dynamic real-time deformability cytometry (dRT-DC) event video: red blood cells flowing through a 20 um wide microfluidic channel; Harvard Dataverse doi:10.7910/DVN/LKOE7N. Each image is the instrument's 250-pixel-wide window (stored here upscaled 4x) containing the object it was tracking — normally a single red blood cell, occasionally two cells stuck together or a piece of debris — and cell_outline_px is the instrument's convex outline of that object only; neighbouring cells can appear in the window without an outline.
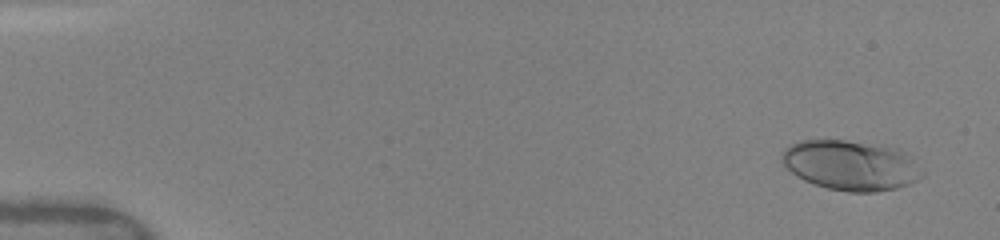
{"species": "human", "species_latin": "Homo sapiens", "temperature_condition": "warm", "stored_images_in_passage": 23, "camera_frame_rate_fps": 3000, "um_per_image_px": 0.085, "donor": {"sex": "female"}, "frame": {"image": 1, "passage_image": 1, "time_ms": 0.0, "image_size_px": [1000, 240], "cell_outline_px": [[924, 176], [908, 184], [896, 188], [876, 192], [848, 192], [828, 188], [812, 184], [804, 180], [792, 172], [780, 160], [780, 156], [784, 148], [800, 140], [844, 140], [900, 148], [912, 156], [924, 172]], "centroid_in_image_um": [72.34, 14.05], "position_along_channel_um": 12.7, "area_um2": 41.15}}
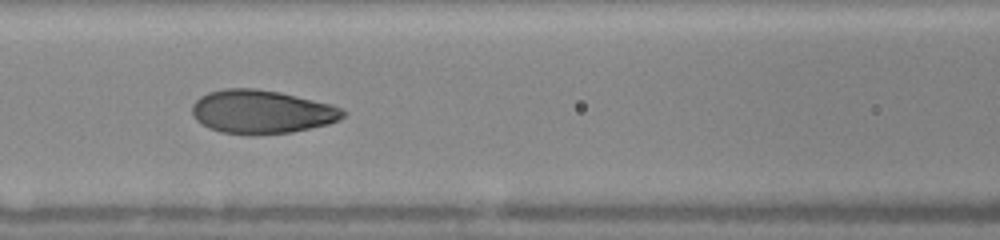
{"frame": {"image": 2, "passage_image": 10, "time_ms": 6.667, "image_size_px": [1000, 240], "cell_outline_px": [[348, 112], [340, 120], [328, 124], [292, 132], [220, 132], [208, 128], [196, 120], [192, 112], [192, 104], [200, 96], [208, 92], [224, 88], [256, 88], [280, 92], [332, 104], [344, 108]], "centroid_in_image_um": [22.27, 9.46], "position_along_channel_um": 144.3, "area_um2": 37.86}}
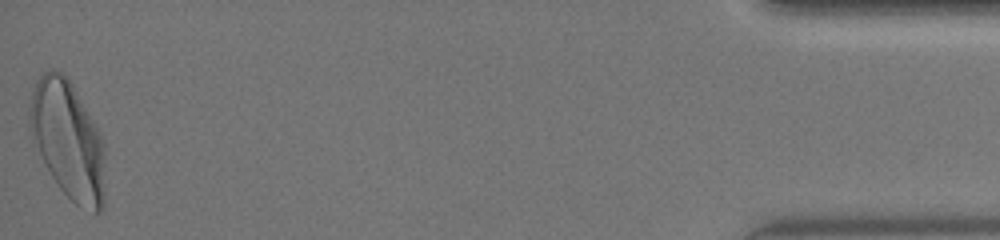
{"frame": {"image": 3, "passage_image": 23, "time_ms": 15.667, "image_size_px": [1000, 240], "cell_outline_px": [[104, 208], [100, 212], [96, 212], [80, 208], [60, 188], [52, 176], [28, 128], [28, 104], [32, 88], [36, 80], [48, 68], [52, 68], [60, 72], [72, 84], [100, 132], [104, 140]], "centroid_in_image_um": [5.77, 11.88], "position_along_channel_um": 429.4, "area_um2": 51.79}, "authors_computed_cell_mechanics": {"area_um2": 38.6104, "velocity_mm_per_s": 4.0765, "shape_relaxation_time_tau1_ms": 2.7776, "shape_relaxation_time_tau2_ms": null, "deformation_change_tau1": 0.136, "deformation_change_tau2": null}}